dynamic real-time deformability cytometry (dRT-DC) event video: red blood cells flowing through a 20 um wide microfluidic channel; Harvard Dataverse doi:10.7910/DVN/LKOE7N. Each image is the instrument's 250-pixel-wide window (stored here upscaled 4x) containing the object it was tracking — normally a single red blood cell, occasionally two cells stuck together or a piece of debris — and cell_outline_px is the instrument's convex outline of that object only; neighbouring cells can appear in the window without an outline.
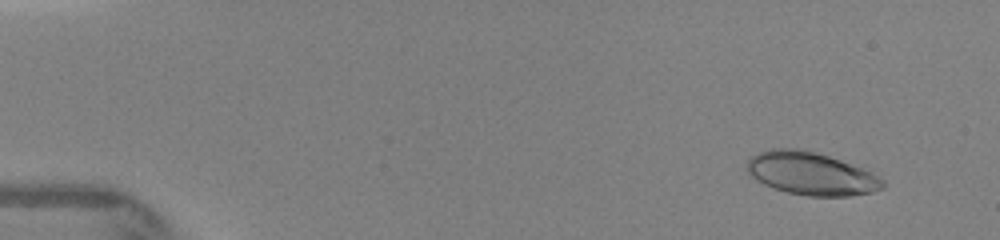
{"species": "human", "species_latin": "Homo sapiens", "temperature_condition": "warm", "stored_images_in_passage": 20, "camera_frame_rate_fps": 3000, "um_per_image_px": 0.085, "donor": {"sex": "female"}, "frame": {"image": 1, "passage_image": 2, "time_ms": 0.667, "image_size_px": [1000, 240], "cell_outline_px": [[884, 188], [872, 192], [848, 196], [808, 196], [788, 192], [764, 184], [748, 176], [744, 168], [748, 160], [752, 156], [760, 152], [772, 148], [804, 148], [840, 160], [860, 168], [884, 180]], "centroid_in_image_um": [68.87, 14.75], "position_along_channel_um": 16.1, "area_um2": 33.81}}
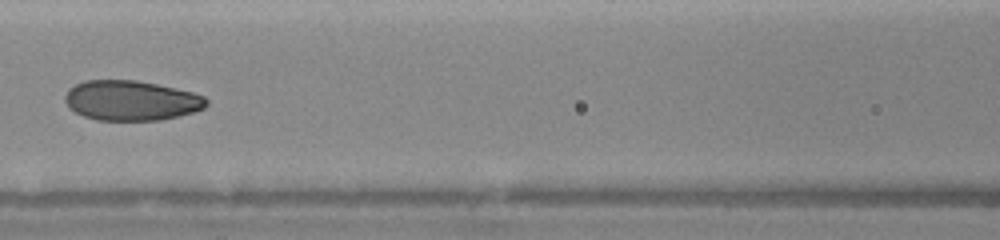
{"frame": {"image": 2, "passage_image": 17, "time_ms": 6.667, "image_size_px": [1000, 240], "cell_outline_px": [[208, 104], [204, 108], [192, 112], [160, 120], [96, 120], [84, 116], [68, 108], [64, 100], [64, 96], [68, 88], [84, 80], [136, 80], [176, 88], [192, 92], [204, 96], [208, 100]], "centroid_in_image_um": [11.12, 8.54], "position_along_channel_um": 155.5, "area_um2": 33.0}}
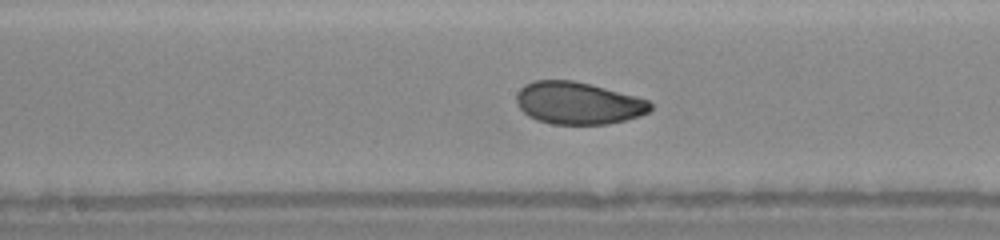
{"frame": {"image": 3, "passage_image": 20, "time_ms": 7.667, "image_size_px": [1000, 240], "cell_outline_px": [[652, 108], [648, 112], [640, 116], [608, 124], [552, 124], [536, 120], [528, 116], [516, 104], [516, 96], [520, 88], [524, 84], [532, 80], [572, 80], [636, 96], [648, 100], [652, 104]], "centroid_in_image_um": [49.11, 8.77], "position_along_channel_um": 199.1, "area_um2": 33.0}}